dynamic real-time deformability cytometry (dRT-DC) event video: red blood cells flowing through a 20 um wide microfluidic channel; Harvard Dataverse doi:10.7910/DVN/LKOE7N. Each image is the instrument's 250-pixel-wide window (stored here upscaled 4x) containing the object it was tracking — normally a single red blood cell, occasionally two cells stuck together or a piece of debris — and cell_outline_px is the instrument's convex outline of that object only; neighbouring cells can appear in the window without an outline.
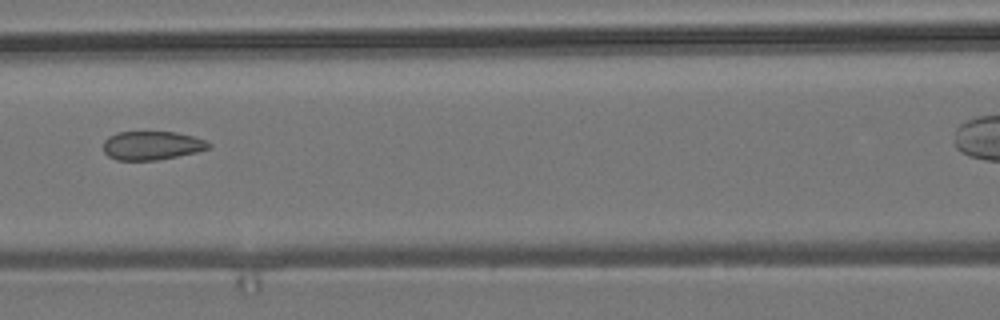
{"species": "common noctule bat (a hibernating species)", "species_latin": "Nyctalus noctula", "temperature_condition": "room temperature", "stored_images_in_passage": 7, "segment_of_instrument_passage": [1, 2], "camera_frame_rate_fps": 3000, "um_per_image_px": 0.085, "animal": {"sex": "male", "body_mass_g": 19.2, "forearm_length_mm": 51.8}, "frame": {"image": 1, "passage_image": 6, "time_ms": 1.667, "image_size_px": [1000, 320], "cell_outline_px": [[212, 144], [208, 148], [196, 152], [156, 160], [116, 160], [108, 156], [104, 152], [104, 140], [108, 136], [116, 132], [176, 132], [192, 136], [204, 140]], "centroid_in_image_um": [12.87, 12.36], "position_along_channel_um": 153.7, "area_um2": 17.51}}